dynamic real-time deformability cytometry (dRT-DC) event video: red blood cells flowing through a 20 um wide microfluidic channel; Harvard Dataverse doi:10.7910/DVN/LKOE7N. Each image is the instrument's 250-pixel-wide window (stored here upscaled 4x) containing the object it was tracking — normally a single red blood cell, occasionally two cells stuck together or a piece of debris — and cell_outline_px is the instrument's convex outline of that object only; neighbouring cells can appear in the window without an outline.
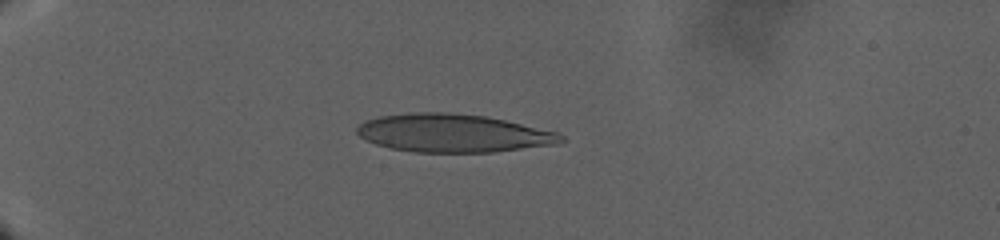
{"species": "human", "species_latin": "Homo sapiens", "temperature_condition": "warm", "stored_images_in_passage": 59, "camera_frame_rate_fps": 3000, "um_per_image_px": 0.085, "donor": {"sex": "male"}, "frame": {"image": 1, "passage_image": 3, "time_ms": 1.667, "image_size_px": [1000, 240], "cell_outline_px": [[568, 140], [560, 144], [496, 152], [412, 152], [392, 148], [376, 144], [360, 136], [356, 132], [356, 128], [364, 120], [380, 116], [408, 112], [448, 112], [484, 116], [504, 120], [560, 132]], "centroid_in_image_um": [38.58, 11.32], "position_along_channel_um": 46.4, "area_um2": 45.72}}
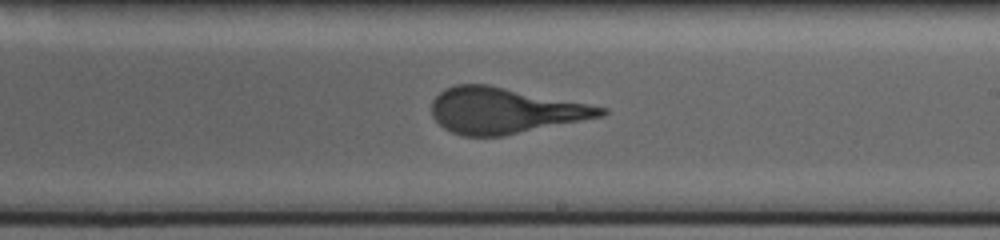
{"frame": {"image": 2, "passage_image": 34, "time_ms": 17.667, "image_size_px": [1000, 240], "cell_outline_px": [[608, 112], [604, 116], [504, 136], [464, 136], [452, 132], [444, 128], [432, 116], [432, 100], [444, 88], [456, 84], [488, 84], [608, 108]], "centroid_in_image_um": [42.88, 9.4], "position_along_channel_um": 246.1, "area_um2": 45.08}}
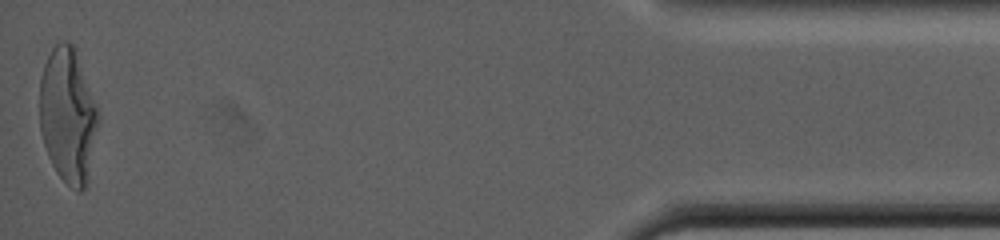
{"frame": {"image": 3, "passage_image": 59, "time_ms": 33.333, "image_size_px": [1000, 240], "cell_outline_px": [[100, 120], [88, 180], [84, 188], [80, 192], [76, 192], [56, 172], [48, 156], [40, 132], [40, 76], [44, 64], [52, 48], [60, 40], [68, 40], [76, 48], [96, 104], [100, 116]], "centroid_in_image_um": [5.79, 9.79], "position_along_channel_um": 429.4, "area_um2": 46.64}}